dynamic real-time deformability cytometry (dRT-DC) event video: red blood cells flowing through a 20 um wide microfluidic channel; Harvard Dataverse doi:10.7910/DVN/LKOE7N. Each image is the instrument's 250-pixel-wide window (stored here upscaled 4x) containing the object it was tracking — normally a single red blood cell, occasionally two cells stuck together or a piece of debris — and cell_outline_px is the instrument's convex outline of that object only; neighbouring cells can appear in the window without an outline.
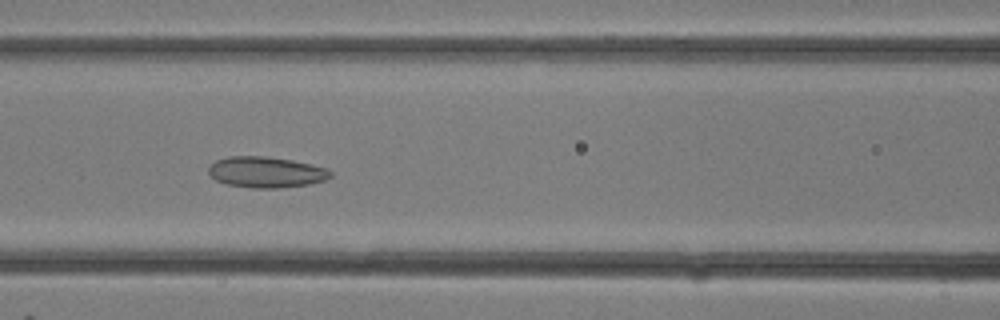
{"species": "common noctule bat (a hibernating species)", "species_latin": "Nyctalus noctula", "temperature_condition": "room temperature", "stored_images_in_passage": 31, "camera_frame_rate_fps": 3000, "um_per_image_px": 0.085, "animal": {"sex": "female"}, "frame": {"image": 1, "passage_image": 13, "time_ms": 4.0, "image_size_px": [1000, 320], "cell_outline_px": [[332, 176], [324, 180], [308, 184], [280, 188], [252, 188], [224, 184], [216, 180], [208, 172], [208, 168], [216, 160], [228, 156], [268, 156], [292, 160], [312, 164], [328, 168], [332, 172]], "centroid_in_image_um": [22.62, 14.63], "position_along_channel_um": 144.0, "area_um2": 22.14}}
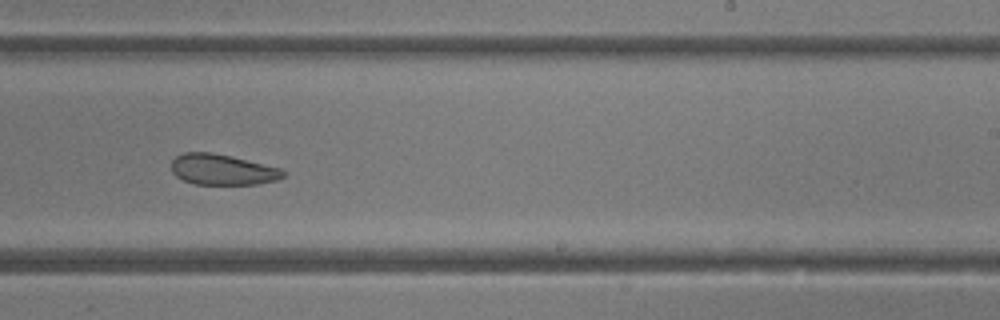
{"frame": {"image": 2, "passage_image": 19, "time_ms": 6.0, "image_size_px": [1000, 320], "cell_outline_px": [[284, 176], [276, 180], [256, 184], [196, 184], [184, 180], [176, 176], [172, 172], [172, 160], [176, 156], [184, 152], [212, 152], [280, 168], [284, 172]], "centroid_in_image_um": [18.87, 14.41], "position_along_channel_um": 270.1, "area_um2": 19.71}}
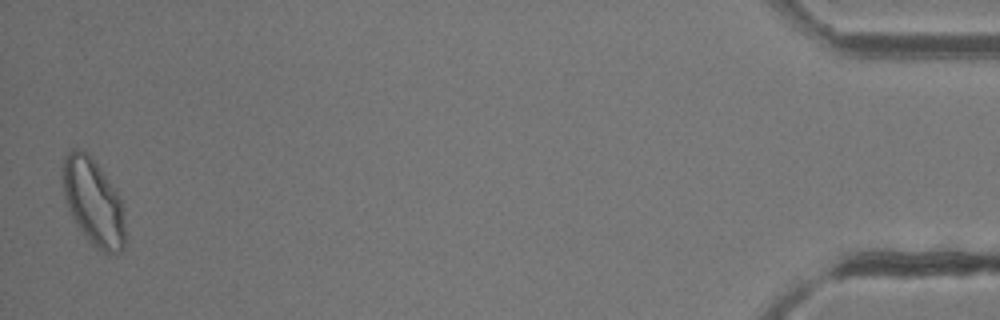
{"frame": {"image": 3, "passage_image": 31, "time_ms": 10.0, "image_size_px": [1000, 320], "cell_outline_px": [[124, 248], [116, 256], [104, 252], [96, 248], [84, 236], [72, 220], [64, 196], [60, 176], [64, 156], [72, 148], [84, 148], [92, 156], [116, 188], [120, 196], [124, 220]], "centroid_in_image_um": [7.9, 17.13], "position_along_channel_um": 427.3, "area_um2": 32.6}}